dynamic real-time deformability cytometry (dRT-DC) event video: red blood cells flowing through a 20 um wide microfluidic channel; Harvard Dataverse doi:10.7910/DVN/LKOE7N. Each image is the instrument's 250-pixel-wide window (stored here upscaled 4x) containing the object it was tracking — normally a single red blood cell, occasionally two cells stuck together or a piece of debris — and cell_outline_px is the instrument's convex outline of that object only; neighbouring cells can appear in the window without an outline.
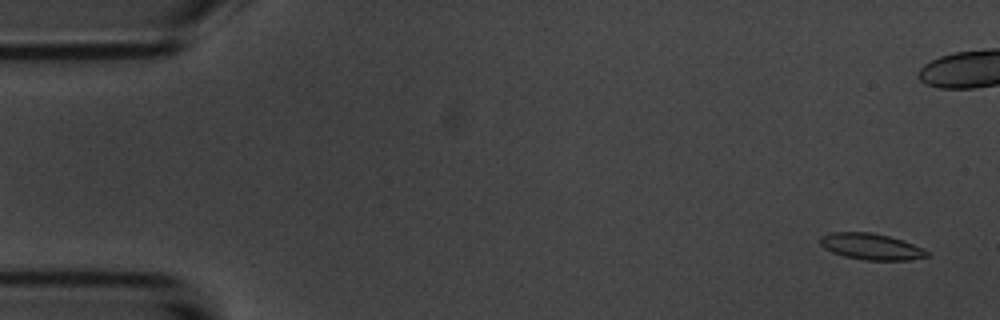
{"species": "common noctule bat (a hibernating species)", "species_latin": "Nyctalus noctula", "temperature_condition": "room temperature", "stored_images_in_passage": 56, "camera_frame_rate_fps": 3000, "um_per_image_px": 0.085, "animal": {"sex": "male", "body_mass_g": 20.1, "forearm_length_mm": 53.5}, "frame": {"image": 1, "passage_image": 3, "time_ms": 0.667, "image_size_px": [1000, 320], "cell_outline_px": [[928, 256], [912, 260], [864, 260], [844, 256], [832, 252], [824, 248], [820, 244], [820, 236], [832, 232], [872, 232], [904, 240], [924, 248], [928, 252]], "centroid_in_image_um": [74.06, 20.95], "position_along_channel_um": 10.9, "area_um2": 16.47}}
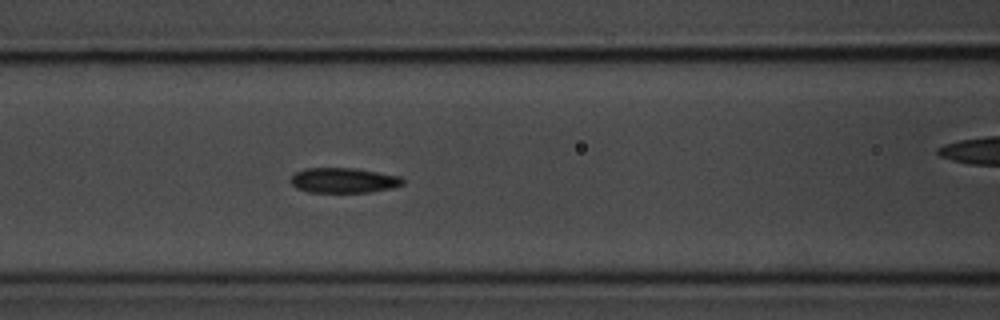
{"frame": {"image": 2, "passage_image": 23, "time_ms": 7.333, "image_size_px": [1000, 320], "cell_outline_px": [[404, 184], [392, 188], [372, 192], [308, 192], [296, 188], [292, 184], [292, 176], [296, 172], [304, 168], [356, 168], [400, 176], [404, 180]], "centroid_in_image_um": [29.23, 15.33], "position_along_channel_um": 137.4, "area_um2": 16.42}}
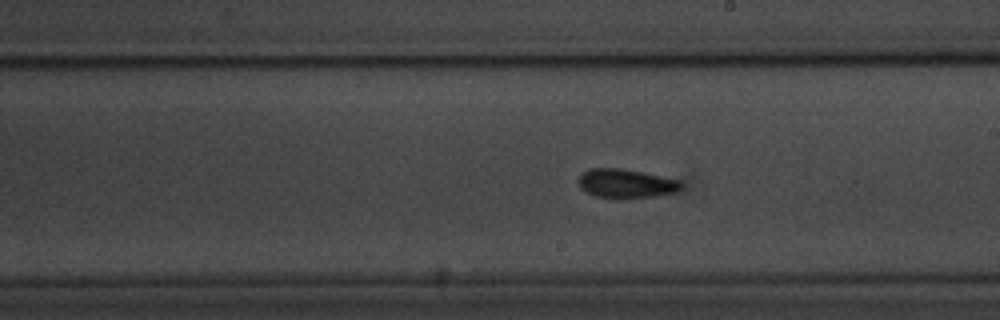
{"frame": {"image": 3, "passage_image": 31, "time_ms": 10.0, "image_size_px": [1000, 320], "cell_outline_px": [[684, 188], [676, 192], [656, 196], [620, 200], [616, 200], [596, 196], [580, 188], [576, 180], [584, 172], [592, 168], [620, 168], [680, 180], [684, 184]], "centroid_in_image_um": [53.23, 15.63], "position_along_channel_um": 235.8, "area_um2": 17.74}, "authors_computed_cell_mechanics": {"area_um2": 16.5886, "velocity_mm_per_s": 3.6924, "shape_relaxation_time_tau1_ms": 3.7281, "shape_relaxation_time_tau2_ms": 5.186, "deformation_change_tau1": 0.1141, "deformation_change_tau2": 0.1091}}